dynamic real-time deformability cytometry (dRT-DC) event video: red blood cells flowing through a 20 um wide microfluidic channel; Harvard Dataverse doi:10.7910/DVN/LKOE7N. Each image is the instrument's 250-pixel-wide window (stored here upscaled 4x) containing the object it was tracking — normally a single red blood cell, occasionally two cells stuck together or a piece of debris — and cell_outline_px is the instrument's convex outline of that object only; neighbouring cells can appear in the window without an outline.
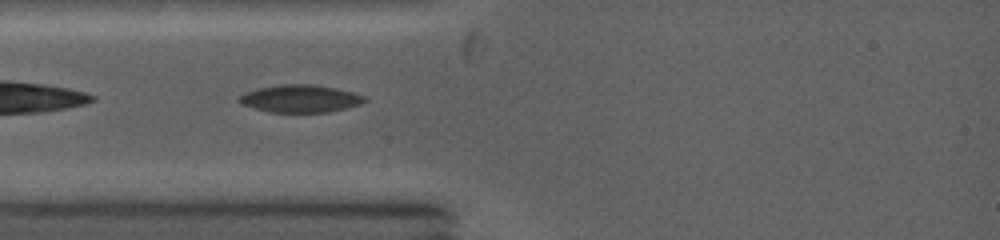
{"species": "common noctule bat (a hibernating species)", "species_latin": "Nyctalus noctula", "temperature_condition": "warm", "stored_images_in_passage": 4, "camera_frame_rate_fps": 5000, "um_per_image_px": 0.085, "animal": {"sex": "female", "body_mass_g": 19.0, "forearm_length_mm": 53.3}, "frame": {"image": 1, "passage_image": 1, "time_ms": 0.0, "image_size_px": [1000, 240], "cell_outline_px": [[368, 100], [360, 104], [328, 112], [268, 112], [240, 104], [236, 100], [240, 96], [248, 92], [260, 88], [284, 84], [308, 84], [332, 88], [352, 92], [364, 96]], "centroid_in_image_um": [25.5, 8.39], "position_along_channel_um": 59.5, "area_um2": 19.77}}
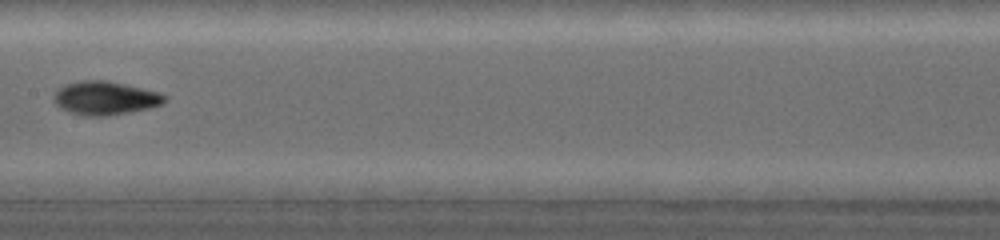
{"frame": {"image": 2, "passage_image": 4, "time_ms": 3.2, "image_size_px": [1000, 240], "cell_outline_px": [[164, 100], [160, 104], [148, 108], [108, 116], [88, 116], [68, 112], [56, 104], [56, 92], [60, 88], [68, 84], [88, 80], [100, 80], [120, 84], [156, 92], [164, 96]], "centroid_in_image_um": [8.9, 8.36], "position_along_channel_um": 198.5, "area_um2": 20.58}}